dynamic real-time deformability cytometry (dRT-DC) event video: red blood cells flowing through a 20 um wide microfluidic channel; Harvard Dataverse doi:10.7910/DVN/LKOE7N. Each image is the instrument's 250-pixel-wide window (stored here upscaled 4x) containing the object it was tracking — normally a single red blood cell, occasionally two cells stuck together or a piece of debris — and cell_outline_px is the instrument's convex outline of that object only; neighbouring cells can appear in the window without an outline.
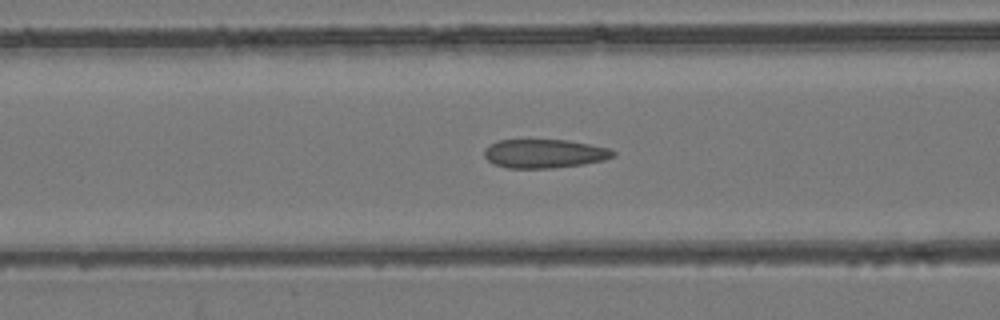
{"species": "common noctule bat (a hibernating species)", "species_latin": "Nyctalus noctula", "temperature_condition": "room temperature", "stored_images_in_passage": 50, "camera_frame_rate_fps": 3000, "um_per_image_px": 0.085, "animal": {"sex": "female", "body_mass_g": 24.6, "forearm_length_mm": 56.2}, "frame": {"image": 1, "passage_image": 19, "time_ms": 6.0, "image_size_px": [1000, 320], "cell_outline_px": [[616, 156], [604, 160], [584, 164], [552, 168], [508, 168], [492, 164], [484, 156], [484, 148], [496, 140], [568, 140], [608, 148], [616, 152]], "centroid_in_image_um": [46.25, 13.06], "position_along_channel_um": 120.3, "area_um2": 21.73}}
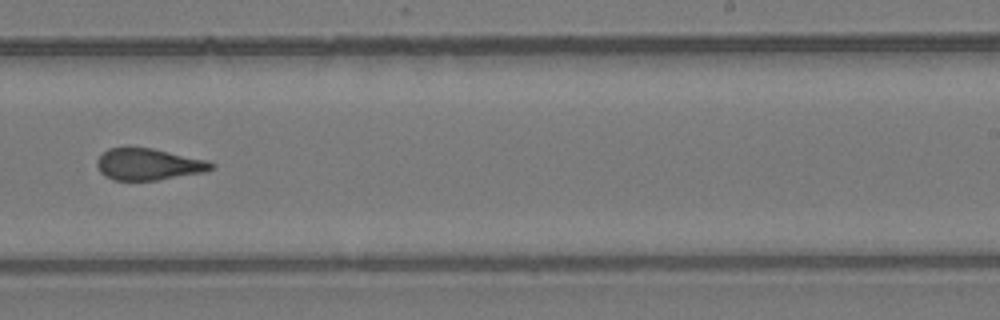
{"frame": {"image": 2, "passage_image": 31, "time_ms": 10.0, "image_size_px": [1000, 320], "cell_outline_px": [[216, 168], [204, 172], [156, 180], [112, 180], [104, 176], [100, 172], [96, 164], [96, 160], [108, 148], [152, 148], [208, 160], [216, 164]], "centroid_in_image_um": [12.64, 13.97], "position_along_channel_um": 276.4, "area_um2": 21.1}}
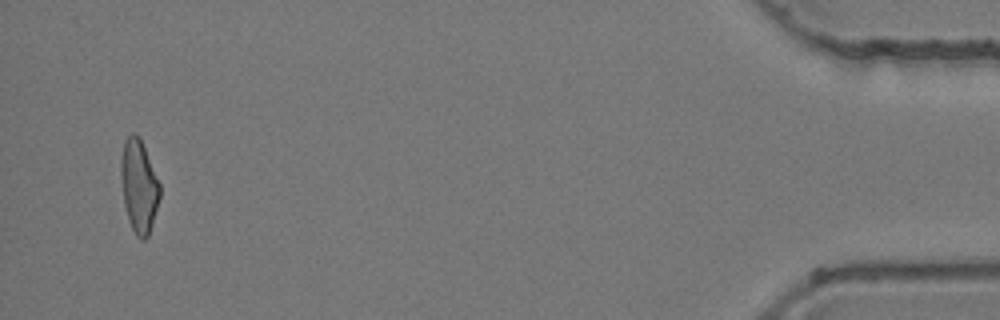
{"frame": {"image": 3, "passage_image": 49, "time_ms": 16.0, "image_size_px": [1000, 320], "cell_outline_px": [[160, 196], [148, 236], [144, 240], [140, 240], [136, 236], [128, 220], [124, 204], [120, 172], [120, 160], [124, 140], [132, 132], [136, 132], [140, 136], [160, 184]], "centroid_in_image_um": [11.79, 15.78], "position_along_channel_um": 423.4, "area_um2": 21.15}}